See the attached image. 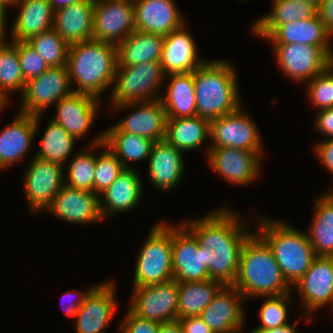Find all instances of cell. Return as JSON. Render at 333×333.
<instances>
[{"mask_svg": "<svg viewBox=\"0 0 333 333\" xmlns=\"http://www.w3.org/2000/svg\"><path fill=\"white\" fill-rule=\"evenodd\" d=\"M229 210V207L216 209L207 216L187 219L182 224L203 248L204 265L208 267L210 279L223 285L235 282L243 244L253 233L243 227L245 224L238 214Z\"/></svg>", "mask_w": 333, "mask_h": 333, "instance_id": "6da1fadb", "label": "cell"}, {"mask_svg": "<svg viewBox=\"0 0 333 333\" xmlns=\"http://www.w3.org/2000/svg\"><path fill=\"white\" fill-rule=\"evenodd\" d=\"M233 286L244 296L265 298L291 293L269 245L253 231L243 244Z\"/></svg>", "mask_w": 333, "mask_h": 333, "instance_id": "7a4b0ae2", "label": "cell"}, {"mask_svg": "<svg viewBox=\"0 0 333 333\" xmlns=\"http://www.w3.org/2000/svg\"><path fill=\"white\" fill-rule=\"evenodd\" d=\"M66 66L73 91L99 99L113 85L117 47L94 39L70 44Z\"/></svg>", "mask_w": 333, "mask_h": 333, "instance_id": "3957f363", "label": "cell"}, {"mask_svg": "<svg viewBox=\"0 0 333 333\" xmlns=\"http://www.w3.org/2000/svg\"><path fill=\"white\" fill-rule=\"evenodd\" d=\"M235 70L229 61L216 59L193 72L197 116L211 121L241 107Z\"/></svg>", "mask_w": 333, "mask_h": 333, "instance_id": "277c9868", "label": "cell"}, {"mask_svg": "<svg viewBox=\"0 0 333 333\" xmlns=\"http://www.w3.org/2000/svg\"><path fill=\"white\" fill-rule=\"evenodd\" d=\"M262 217L257 218L256 233L269 245L284 278L293 288L317 257L314 249L306 233L285 221Z\"/></svg>", "mask_w": 333, "mask_h": 333, "instance_id": "5b68a950", "label": "cell"}, {"mask_svg": "<svg viewBox=\"0 0 333 333\" xmlns=\"http://www.w3.org/2000/svg\"><path fill=\"white\" fill-rule=\"evenodd\" d=\"M135 263L134 288L158 284L174 278L172 264V226L157 223L150 228Z\"/></svg>", "mask_w": 333, "mask_h": 333, "instance_id": "8992f818", "label": "cell"}, {"mask_svg": "<svg viewBox=\"0 0 333 333\" xmlns=\"http://www.w3.org/2000/svg\"><path fill=\"white\" fill-rule=\"evenodd\" d=\"M166 75L160 61L135 66H116L111 93V104L158 100L156 94Z\"/></svg>", "mask_w": 333, "mask_h": 333, "instance_id": "52a82bcc", "label": "cell"}, {"mask_svg": "<svg viewBox=\"0 0 333 333\" xmlns=\"http://www.w3.org/2000/svg\"><path fill=\"white\" fill-rule=\"evenodd\" d=\"M68 75L67 66L49 67L36 78L25 84L22 93L21 109L19 112L37 116L43 114L44 109L56 104L61 99L72 94L73 87Z\"/></svg>", "mask_w": 333, "mask_h": 333, "instance_id": "ba28073f", "label": "cell"}, {"mask_svg": "<svg viewBox=\"0 0 333 333\" xmlns=\"http://www.w3.org/2000/svg\"><path fill=\"white\" fill-rule=\"evenodd\" d=\"M135 30L133 0H95L94 40L117 45Z\"/></svg>", "mask_w": 333, "mask_h": 333, "instance_id": "9c48e42d", "label": "cell"}, {"mask_svg": "<svg viewBox=\"0 0 333 333\" xmlns=\"http://www.w3.org/2000/svg\"><path fill=\"white\" fill-rule=\"evenodd\" d=\"M178 293V281L174 278L134 288L129 310L138 317L159 323L176 320Z\"/></svg>", "mask_w": 333, "mask_h": 333, "instance_id": "30bf717a", "label": "cell"}, {"mask_svg": "<svg viewBox=\"0 0 333 333\" xmlns=\"http://www.w3.org/2000/svg\"><path fill=\"white\" fill-rule=\"evenodd\" d=\"M272 46L283 73L297 83H308L333 63L319 46L296 43Z\"/></svg>", "mask_w": 333, "mask_h": 333, "instance_id": "8fae6325", "label": "cell"}, {"mask_svg": "<svg viewBox=\"0 0 333 333\" xmlns=\"http://www.w3.org/2000/svg\"><path fill=\"white\" fill-rule=\"evenodd\" d=\"M210 147H233L237 149L262 152L260 133L257 125L242 107L237 111L210 121Z\"/></svg>", "mask_w": 333, "mask_h": 333, "instance_id": "7c38bea8", "label": "cell"}, {"mask_svg": "<svg viewBox=\"0 0 333 333\" xmlns=\"http://www.w3.org/2000/svg\"><path fill=\"white\" fill-rule=\"evenodd\" d=\"M64 166L33 157L27 168L24 191L33 212L46 211L64 184Z\"/></svg>", "mask_w": 333, "mask_h": 333, "instance_id": "4fadbf2b", "label": "cell"}, {"mask_svg": "<svg viewBox=\"0 0 333 333\" xmlns=\"http://www.w3.org/2000/svg\"><path fill=\"white\" fill-rule=\"evenodd\" d=\"M113 107L119 110L135 107V110L104 132H128L154 142L165 139L167 115L160 99L113 105Z\"/></svg>", "mask_w": 333, "mask_h": 333, "instance_id": "5bb4252c", "label": "cell"}, {"mask_svg": "<svg viewBox=\"0 0 333 333\" xmlns=\"http://www.w3.org/2000/svg\"><path fill=\"white\" fill-rule=\"evenodd\" d=\"M293 287L297 288L296 292L302 298L308 322L310 314L326 304L333 310V257L317 256Z\"/></svg>", "mask_w": 333, "mask_h": 333, "instance_id": "9a60e30c", "label": "cell"}, {"mask_svg": "<svg viewBox=\"0 0 333 333\" xmlns=\"http://www.w3.org/2000/svg\"><path fill=\"white\" fill-rule=\"evenodd\" d=\"M212 169L234 185H247L260 175L261 153L233 147H208Z\"/></svg>", "mask_w": 333, "mask_h": 333, "instance_id": "2e32d148", "label": "cell"}, {"mask_svg": "<svg viewBox=\"0 0 333 333\" xmlns=\"http://www.w3.org/2000/svg\"><path fill=\"white\" fill-rule=\"evenodd\" d=\"M172 264L173 276L178 282L210 279L203 248L182 224L172 225Z\"/></svg>", "mask_w": 333, "mask_h": 333, "instance_id": "e0dca14e", "label": "cell"}, {"mask_svg": "<svg viewBox=\"0 0 333 333\" xmlns=\"http://www.w3.org/2000/svg\"><path fill=\"white\" fill-rule=\"evenodd\" d=\"M113 281L97 284L77 311L75 333H103L116 310Z\"/></svg>", "mask_w": 333, "mask_h": 333, "instance_id": "ac0fdd59", "label": "cell"}, {"mask_svg": "<svg viewBox=\"0 0 333 333\" xmlns=\"http://www.w3.org/2000/svg\"><path fill=\"white\" fill-rule=\"evenodd\" d=\"M244 296L233 285H223L200 317L215 333H239L244 325Z\"/></svg>", "mask_w": 333, "mask_h": 333, "instance_id": "d6986e66", "label": "cell"}, {"mask_svg": "<svg viewBox=\"0 0 333 333\" xmlns=\"http://www.w3.org/2000/svg\"><path fill=\"white\" fill-rule=\"evenodd\" d=\"M99 200L100 196L94 192L64 185L46 210L69 223H96L104 220Z\"/></svg>", "mask_w": 333, "mask_h": 333, "instance_id": "ffe728a7", "label": "cell"}, {"mask_svg": "<svg viewBox=\"0 0 333 333\" xmlns=\"http://www.w3.org/2000/svg\"><path fill=\"white\" fill-rule=\"evenodd\" d=\"M41 115L17 113L14 120L0 131V171L18 163L32 147Z\"/></svg>", "mask_w": 333, "mask_h": 333, "instance_id": "44dd1931", "label": "cell"}, {"mask_svg": "<svg viewBox=\"0 0 333 333\" xmlns=\"http://www.w3.org/2000/svg\"><path fill=\"white\" fill-rule=\"evenodd\" d=\"M133 5L138 31L167 36L185 25L173 0H133Z\"/></svg>", "mask_w": 333, "mask_h": 333, "instance_id": "7402d4cb", "label": "cell"}, {"mask_svg": "<svg viewBox=\"0 0 333 333\" xmlns=\"http://www.w3.org/2000/svg\"><path fill=\"white\" fill-rule=\"evenodd\" d=\"M99 102L91 95L73 92L56 103L57 114L51 120L79 140L91 128Z\"/></svg>", "mask_w": 333, "mask_h": 333, "instance_id": "603a6c76", "label": "cell"}, {"mask_svg": "<svg viewBox=\"0 0 333 333\" xmlns=\"http://www.w3.org/2000/svg\"><path fill=\"white\" fill-rule=\"evenodd\" d=\"M148 161L149 178L155 188L161 192L177 187L185 176L183 152L165 139L153 144Z\"/></svg>", "mask_w": 333, "mask_h": 333, "instance_id": "cb8c5ba5", "label": "cell"}, {"mask_svg": "<svg viewBox=\"0 0 333 333\" xmlns=\"http://www.w3.org/2000/svg\"><path fill=\"white\" fill-rule=\"evenodd\" d=\"M195 43L184 25L164 36L160 63L165 75L194 72L206 61L199 59Z\"/></svg>", "mask_w": 333, "mask_h": 333, "instance_id": "d4e9b609", "label": "cell"}, {"mask_svg": "<svg viewBox=\"0 0 333 333\" xmlns=\"http://www.w3.org/2000/svg\"><path fill=\"white\" fill-rule=\"evenodd\" d=\"M332 35L326 30L318 13L310 18L279 25L266 39L271 44H307L319 46L332 60Z\"/></svg>", "mask_w": 333, "mask_h": 333, "instance_id": "484cf974", "label": "cell"}, {"mask_svg": "<svg viewBox=\"0 0 333 333\" xmlns=\"http://www.w3.org/2000/svg\"><path fill=\"white\" fill-rule=\"evenodd\" d=\"M136 171L134 168H125L115 181L100 194V211L103 219L117 212L135 209L136 205L140 204L143 183Z\"/></svg>", "mask_w": 333, "mask_h": 333, "instance_id": "4316f807", "label": "cell"}, {"mask_svg": "<svg viewBox=\"0 0 333 333\" xmlns=\"http://www.w3.org/2000/svg\"><path fill=\"white\" fill-rule=\"evenodd\" d=\"M95 0H86L54 11L53 28L70 45L93 39Z\"/></svg>", "mask_w": 333, "mask_h": 333, "instance_id": "83f0119b", "label": "cell"}, {"mask_svg": "<svg viewBox=\"0 0 333 333\" xmlns=\"http://www.w3.org/2000/svg\"><path fill=\"white\" fill-rule=\"evenodd\" d=\"M19 13L11 27V41L26 42L53 27L54 10L48 0H20Z\"/></svg>", "mask_w": 333, "mask_h": 333, "instance_id": "f1b7e54d", "label": "cell"}, {"mask_svg": "<svg viewBox=\"0 0 333 333\" xmlns=\"http://www.w3.org/2000/svg\"><path fill=\"white\" fill-rule=\"evenodd\" d=\"M167 76L171 81L166 94L159 95L167 119L197 116L193 72Z\"/></svg>", "mask_w": 333, "mask_h": 333, "instance_id": "f546056e", "label": "cell"}, {"mask_svg": "<svg viewBox=\"0 0 333 333\" xmlns=\"http://www.w3.org/2000/svg\"><path fill=\"white\" fill-rule=\"evenodd\" d=\"M164 36L135 30L117 47V66H135L160 61Z\"/></svg>", "mask_w": 333, "mask_h": 333, "instance_id": "4dcf8cb0", "label": "cell"}, {"mask_svg": "<svg viewBox=\"0 0 333 333\" xmlns=\"http://www.w3.org/2000/svg\"><path fill=\"white\" fill-rule=\"evenodd\" d=\"M270 14L258 18L253 24V35L266 39L279 25L310 19L318 9L305 0H272Z\"/></svg>", "mask_w": 333, "mask_h": 333, "instance_id": "1f68e13d", "label": "cell"}, {"mask_svg": "<svg viewBox=\"0 0 333 333\" xmlns=\"http://www.w3.org/2000/svg\"><path fill=\"white\" fill-rule=\"evenodd\" d=\"M210 137V121L200 116L167 119L165 140L181 152L192 151Z\"/></svg>", "mask_w": 333, "mask_h": 333, "instance_id": "d6a6232c", "label": "cell"}, {"mask_svg": "<svg viewBox=\"0 0 333 333\" xmlns=\"http://www.w3.org/2000/svg\"><path fill=\"white\" fill-rule=\"evenodd\" d=\"M315 214L307 234L316 256L333 257V195L314 200Z\"/></svg>", "mask_w": 333, "mask_h": 333, "instance_id": "836d02e7", "label": "cell"}, {"mask_svg": "<svg viewBox=\"0 0 333 333\" xmlns=\"http://www.w3.org/2000/svg\"><path fill=\"white\" fill-rule=\"evenodd\" d=\"M222 286L220 281L212 279L178 282L177 319L200 316Z\"/></svg>", "mask_w": 333, "mask_h": 333, "instance_id": "e575fe53", "label": "cell"}, {"mask_svg": "<svg viewBox=\"0 0 333 333\" xmlns=\"http://www.w3.org/2000/svg\"><path fill=\"white\" fill-rule=\"evenodd\" d=\"M104 144L116 155L125 168L127 162H137L149 158L153 140L128 132H103Z\"/></svg>", "mask_w": 333, "mask_h": 333, "instance_id": "d590c367", "label": "cell"}, {"mask_svg": "<svg viewBox=\"0 0 333 333\" xmlns=\"http://www.w3.org/2000/svg\"><path fill=\"white\" fill-rule=\"evenodd\" d=\"M77 139L70 135L61 125L53 120L47 124V128L40 140V150L35 153L37 158L55 162L64 166Z\"/></svg>", "mask_w": 333, "mask_h": 333, "instance_id": "8d00e7d4", "label": "cell"}, {"mask_svg": "<svg viewBox=\"0 0 333 333\" xmlns=\"http://www.w3.org/2000/svg\"><path fill=\"white\" fill-rule=\"evenodd\" d=\"M92 148L105 149L102 154L96 156L95 175H94V193L100 196L122 173L125 167L116 157V155L104 144V133H100L92 141Z\"/></svg>", "mask_w": 333, "mask_h": 333, "instance_id": "74e56055", "label": "cell"}, {"mask_svg": "<svg viewBox=\"0 0 333 333\" xmlns=\"http://www.w3.org/2000/svg\"><path fill=\"white\" fill-rule=\"evenodd\" d=\"M45 60L49 67H62L67 63L69 44L52 27L26 41Z\"/></svg>", "mask_w": 333, "mask_h": 333, "instance_id": "f35d334b", "label": "cell"}, {"mask_svg": "<svg viewBox=\"0 0 333 333\" xmlns=\"http://www.w3.org/2000/svg\"><path fill=\"white\" fill-rule=\"evenodd\" d=\"M25 84L17 47L12 42L6 41L0 47V90L7 97H9L8 93L12 91H21L22 94Z\"/></svg>", "mask_w": 333, "mask_h": 333, "instance_id": "ab89813d", "label": "cell"}, {"mask_svg": "<svg viewBox=\"0 0 333 333\" xmlns=\"http://www.w3.org/2000/svg\"><path fill=\"white\" fill-rule=\"evenodd\" d=\"M77 154L67 166V172L64 171V176H67L64 178L67 180H64V184L71 188L94 192L96 154L89 151Z\"/></svg>", "mask_w": 333, "mask_h": 333, "instance_id": "60d3db41", "label": "cell"}, {"mask_svg": "<svg viewBox=\"0 0 333 333\" xmlns=\"http://www.w3.org/2000/svg\"><path fill=\"white\" fill-rule=\"evenodd\" d=\"M292 293H286L278 296H266L267 300H263V304L259 310L258 318L261 323L251 332L260 330H269L288 324L287 303H291Z\"/></svg>", "mask_w": 333, "mask_h": 333, "instance_id": "b9f144b4", "label": "cell"}, {"mask_svg": "<svg viewBox=\"0 0 333 333\" xmlns=\"http://www.w3.org/2000/svg\"><path fill=\"white\" fill-rule=\"evenodd\" d=\"M307 85L309 99L318 110L333 108V63Z\"/></svg>", "mask_w": 333, "mask_h": 333, "instance_id": "7bdbcfd3", "label": "cell"}, {"mask_svg": "<svg viewBox=\"0 0 333 333\" xmlns=\"http://www.w3.org/2000/svg\"><path fill=\"white\" fill-rule=\"evenodd\" d=\"M16 47L25 82L45 72L49 66L27 42L11 41Z\"/></svg>", "mask_w": 333, "mask_h": 333, "instance_id": "ee69618b", "label": "cell"}, {"mask_svg": "<svg viewBox=\"0 0 333 333\" xmlns=\"http://www.w3.org/2000/svg\"><path fill=\"white\" fill-rule=\"evenodd\" d=\"M120 322L121 333H158L160 323L153 320L144 319L133 314L129 309Z\"/></svg>", "mask_w": 333, "mask_h": 333, "instance_id": "f6af8a7d", "label": "cell"}, {"mask_svg": "<svg viewBox=\"0 0 333 333\" xmlns=\"http://www.w3.org/2000/svg\"><path fill=\"white\" fill-rule=\"evenodd\" d=\"M314 123L319 133L327 139L333 138V108L319 110Z\"/></svg>", "mask_w": 333, "mask_h": 333, "instance_id": "bcb514c9", "label": "cell"}, {"mask_svg": "<svg viewBox=\"0 0 333 333\" xmlns=\"http://www.w3.org/2000/svg\"><path fill=\"white\" fill-rule=\"evenodd\" d=\"M315 153L318 160L325 166L327 171L333 175V138L325 139L319 144L315 145Z\"/></svg>", "mask_w": 333, "mask_h": 333, "instance_id": "7dc6e473", "label": "cell"}, {"mask_svg": "<svg viewBox=\"0 0 333 333\" xmlns=\"http://www.w3.org/2000/svg\"><path fill=\"white\" fill-rule=\"evenodd\" d=\"M183 333H215L200 316L179 318Z\"/></svg>", "mask_w": 333, "mask_h": 333, "instance_id": "c3c4849f", "label": "cell"}, {"mask_svg": "<svg viewBox=\"0 0 333 333\" xmlns=\"http://www.w3.org/2000/svg\"><path fill=\"white\" fill-rule=\"evenodd\" d=\"M94 287H90V289H87L88 291L82 293V295H79L78 291H67L64 293V295L62 296L63 299L61 300L62 302L67 301L66 299H69V305L67 306V308H65V312L67 316H74L76 315L77 311L79 310L80 306L82 305V303L84 302L85 297L87 296V294L93 289ZM76 298V299H75ZM71 299V300H70ZM65 302H63L64 304ZM63 307V306H62Z\"/></svg>", "mask_w": 333, "mask_h": 333, "instance_id": "681fc988", "label": "cell"}, {"mask_svg": "<svg viewBox=\"0 0 333 333\" xmlns=\"http://www.w3.org/2000/svg\"><path fill=\"white\" fill-rule=\"evenodd\" d=\"M317 9L326 30L333 36V0H324Z\"/></svg>", "mask_w": 333, "mask_h": 333, "instance_id": "f907efd6", "label": "cell"}, {"mask_svg": "<svg viewBox=\"0 0 333 333\" xmlns=\"http://www.w3.org/2000/svg\"><path fill=\"white\" fill-rule=\"evenodd\" d=\"M158 333H183L182 327L178 319L160 323Z\"/></svg>", "mask_w": 333, "mask_h": 333, "instance_id": "816d5d0a", "label": "cell"}, {"mask_svg": "<svg viewBox=\"0 0 333 333\" xmlns=\"http://www.w3.org/2000/svg\"><path fill=\"white\" fill-rule=\"evenodd\" d=\"M250 333H298L296 331V324L288 323L286 325L276 327L274 329L269 330H260L258 332H250Z\"/></svg>", "mask_w": 333, "mask_h": 333, "instance_id": "f5cc1de1", "label": "cell"}, {"mask_svg": "<svg viewBox=\"0 0 333 333\" xmlns=\"http://www.w3.org/2000/svg\"><path fill=\"white\" fill-rule=\"evenodd\" d=\"M54 11L86 0H48Z\"/></svg>", "mask_w": 333, "mask_h": 333, "instance_id": "db71d44e", "label": "cell"}, {"mask_svg": "<svg viewBox=\"0 0 333 333\" xmlns=\"http://www.w3.org/2000/svg\"><path fill=\"white\" fill-rule=\"evenodd\" d=\"M20 0H0V5L6 10L10 6H16Z\"/></svg>", "mask_w": 333, "mask_h": 333, "instance_id": "11a10c76", "label": "cell"}, {"mask_svg": "<svg viewBox=\"0 0 333 333\" xmlns=\"http://www.w3.org/2000/svg\"><path fill=\"white\" fill-rule=\"evenodd\" d=\"M7 10H5L1 5H0V27H5L6 23L5 21L7 20L5 16L7 13Z\"/></svg>", "mask_w": 333, "mask_h": 333, "instance_id": "9f6ffc18", "label": "cell"}, {"mask_svg": "<svg viewBox=\"0 0 333 333\" xmlns=\"http://www.w3.org/2000/svg\"><path fill=\"white\" fill-rule=\"evenodd\" d=\"M8 100L9 98L0 90V112L6 107Z\"/></svg>", "mask_w": 333, "mask_h": 333, "instance_id": "6f0895ef", "label": "cell"}, {"mask_svg": "<svg viewBox=\"0 0 333 333\" xmlns=\"http://www.w3.org/2000/svg\"><path fill=\"white\" fill-rule=\"evenodd\" d=\"M6 28L5 27H0V47L6 42L4 37H5V34H6Z\"/></svg>", "mask_w": 333, "mask_h": 333, "instance_id": "680465c9", "label": "cell"}, {"mask_svg": "<svg viewBox=\"0 0 333 333\" xmlns=\"http://www.w3.org/2000/svg\"><path fill=\"white\" fill-rule=\"evenodd\" d=\"M305 1L310 2L316 8H318L323 3L324 0H305Z\"/></svg>", "mask_w": 333, "mask_h": 333, "instance_id": "91938a15", "label": "cell"}]
</instances>
